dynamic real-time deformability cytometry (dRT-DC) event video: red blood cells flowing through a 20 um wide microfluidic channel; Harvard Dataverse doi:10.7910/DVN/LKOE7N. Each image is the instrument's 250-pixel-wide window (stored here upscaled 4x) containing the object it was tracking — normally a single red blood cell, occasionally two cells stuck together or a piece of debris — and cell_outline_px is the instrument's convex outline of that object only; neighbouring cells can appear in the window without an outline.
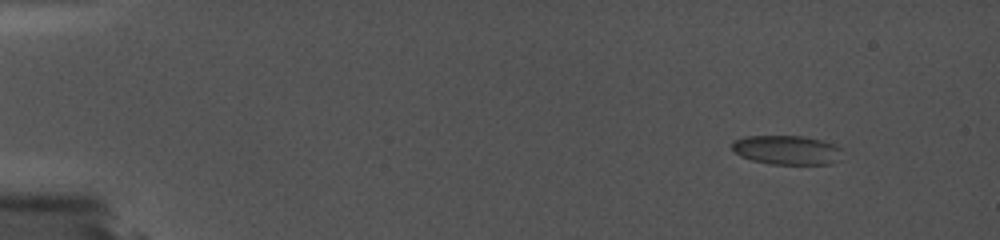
{"species": "common noctule bat (a hibernating species)", "species_latin": "Nyctalus noctula", "temperature_condition": "cold", "stored_images_in_passage": 49, "camera_frame_rate_fps": 5000, "um_per_image_px": 0.085, "animal": {"sex": "female", "body_mass_g": 19.0, "forearm_length_mm": 56.7}, "frame": {"image": 1, "passage_image": 1, "time_ms": 0.0, "image_size_px": [1000, 240], "cell_outline_px": [[840, 160], [828, 164], [772, 164], [752, 160], [740, 156], [732, 152], [732, 140], [744, 136], [804, 136], [836, 144], [840, 148]], "centroid_in_image_um": [66.84, 12.74], "position_along_channel_um": 18.2, "area_um2": 18.9}}
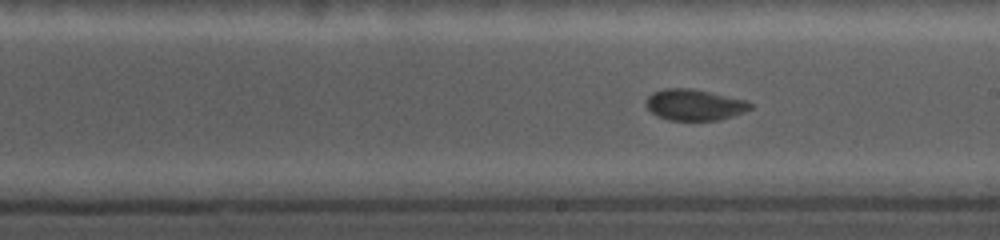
{"frame": {"image": 2, "passage_image": 31, "time_ms": 9.2, "image_size_px": [1000, 240], "cell_outline_px": [[752, 108], [744, 112], [720, 120], [668, 120], [656, 116], [644, 104], [648, 96], [652, 92], [664, 88], [692, 88], [748, 100], [752, 104]], "centroid_in_image_um": [59.02, 8.9], "position_along_channel_um": 230.0, "area_um2": 19.13}}
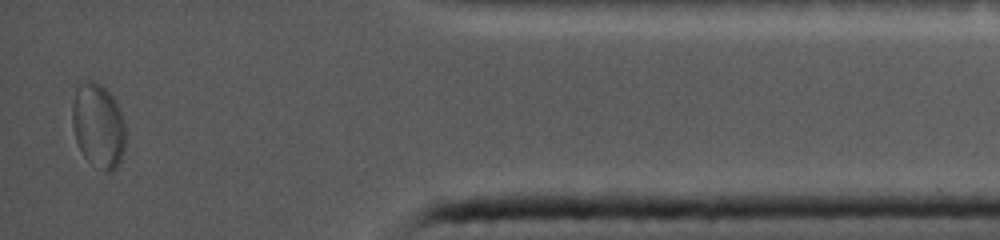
{"frame": {"image": 3, "passage_image": 49, "time_ms": 15.2, "image_size_px": [1000, 240], "cell_outline_px": [[124, 152], [116, 168], [112, 172], [104, 172], [88, 160], [80, 152], [76, 140], [72, 124], [72, 104], [76, 88], [80, 84], [88, 80], [92, 80], [100, 84], [116, 100], [120, 108], [124, 120]], "centroid_in_image_um": [8.35, 10.69], "position_along_channel_um": 426.9, "area_um2": 26.36}}